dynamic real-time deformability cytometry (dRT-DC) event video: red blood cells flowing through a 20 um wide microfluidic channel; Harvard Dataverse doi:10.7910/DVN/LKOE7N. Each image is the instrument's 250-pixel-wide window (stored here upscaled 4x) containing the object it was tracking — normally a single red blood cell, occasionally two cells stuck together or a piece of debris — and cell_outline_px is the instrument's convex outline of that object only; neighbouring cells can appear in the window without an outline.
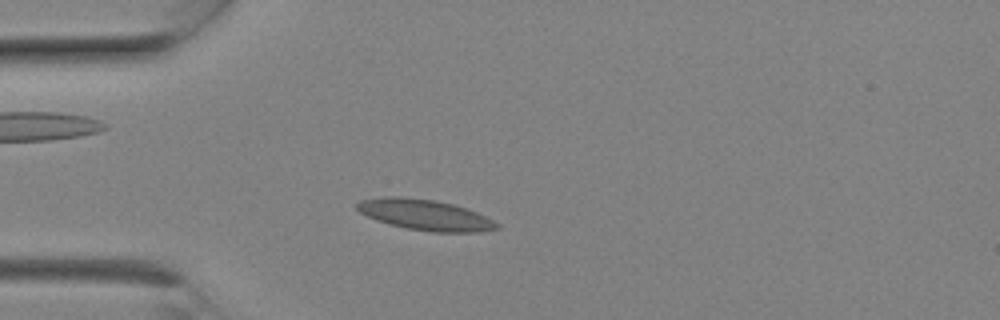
{"species": "Egyptian fruit bat (a non-hibernating species)", "species_latin": "Rousettus aegyptiacus", "temperature_condition": "room temperature", "stored_images_in_passage": 6, "camera_frame_rate_fps": 3000, "um_per_image_px": 0.085, "animal": {"sex": "female"}, "frame": {"image": 1, "passage_image": 4, "time_ms": 1.0, "image_size_px": [1000, 320], "cell_outline_px": [[500, 228], [480, 232], [432, 232], [408, 228], [388, 224], [376, 220], [360, 212], [356, 208], [356, 204], [360, 200], [384, 196], [400, 196], [436, 200], [452, 204], [476, 212], [500, 224]], "centroid_in_image_um": [36.11, 18.26], "position_along_channel_um": 48.9, "area_um2": 24.97}}
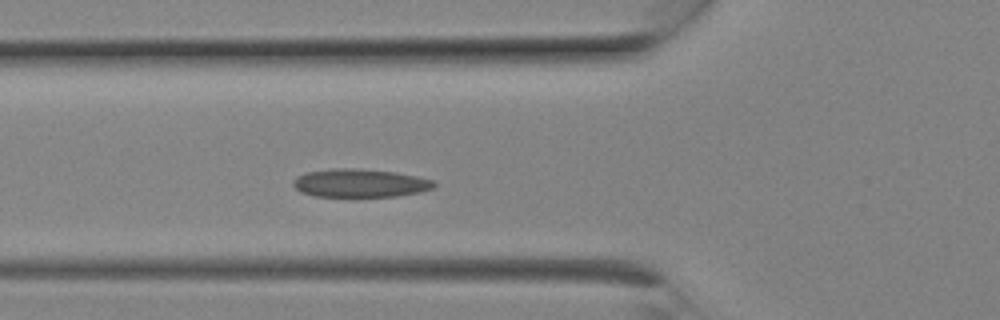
{"frame": {"image": 2, "passage_image": 6, "time_ms": 1.667, "image_size_px": [1000, 320], "cell_outline_px": [[436, 184], [432, 188], [420, 192], [396, 196], [316, 196], [300, 192], [292, 184], [292, 180], [296, 176], [308, 172], [332, 168], [356, 168], [396, 172], [436, 180]], "centroid_in_image_um": [30.6, 15.55], "position_along_channel_um": 95.2, "area_um2": 23.24}}